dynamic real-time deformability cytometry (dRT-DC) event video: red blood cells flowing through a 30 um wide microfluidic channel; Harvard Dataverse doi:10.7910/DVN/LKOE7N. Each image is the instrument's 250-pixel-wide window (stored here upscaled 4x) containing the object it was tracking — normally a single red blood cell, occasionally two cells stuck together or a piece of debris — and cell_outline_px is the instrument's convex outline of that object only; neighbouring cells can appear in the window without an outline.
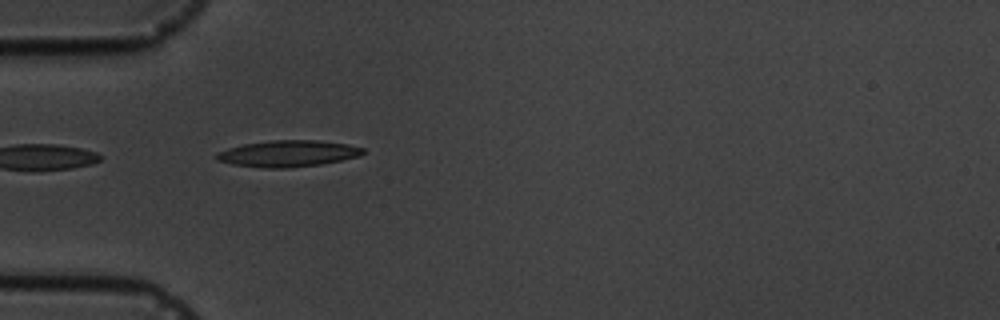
{"species": "common noctule bat (a hibernating species)", "species_latin": "Nyctalus noctula", "temperature_condition": "cold", "stored_images_in_passage": 5, "camera_frame_rate_fps": 3000, "um_per_image_px": 0.085, "animal": {"sex": "male", "body_mass_g": 19.5, "forearm_length_mm": 54.6}, "frame": {"image": 1, "passage_image": 4, "time_ms": 3.667, "image_size_px": [1000, 320], "cell_outline_px": [[364, 152], [360, 156], [320, 164], [288, 168], [264, 168], [232, 164], [216, 160], [216, 152], [228, 148], [244, 144], [272, 140], [316, 140], [348, 144], [364, 148]], "centroid_in_image_um": [24.46, 13.05], "position_along_channel_um": 60.5, "area_um2": 22.48}}